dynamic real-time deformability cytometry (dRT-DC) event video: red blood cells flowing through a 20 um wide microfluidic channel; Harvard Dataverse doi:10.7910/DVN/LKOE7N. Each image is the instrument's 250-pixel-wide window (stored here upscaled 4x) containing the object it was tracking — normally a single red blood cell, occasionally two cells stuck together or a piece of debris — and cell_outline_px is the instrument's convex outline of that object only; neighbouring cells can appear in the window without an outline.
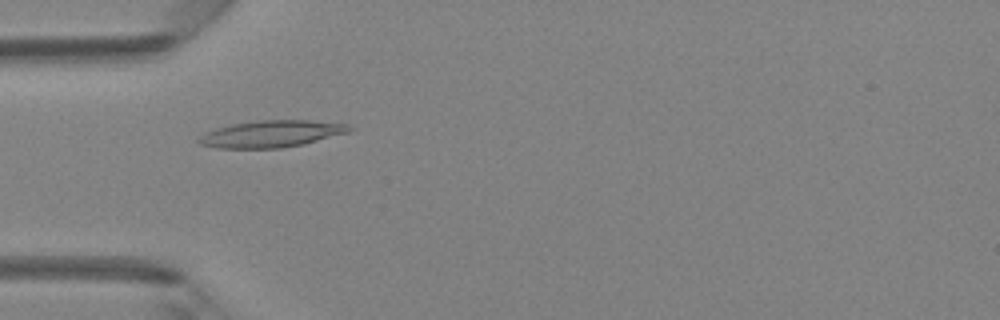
{"species": "Egyptian fruit bat (a non-hibernating species)", "species_latin": "Rousettus aegyptiacus", "temperature_condition": "room temperature", "stored_images_in_passage": 37, "camera_frame_rate_fps": 3000, "um_per_image_px": 0.085, "animal": {"sex": "female"}, "frame": {"image": 1, "passage_image": 4, "time_ms": 1.0, "image_size_px": [1000, 320], "cell_outline_px": [[356, 128], [348, 132], [304, 144], [280, 148], [216, 148], [200, 144], [196, 140], [200, 136], [216, 128], [232, 124], [260, 120], [312, 120], [348, 124]], "centroid_in_image_um": [23.1, 11.37], "position_along_channel_um": 61.9, "area_um2": 23.52}}
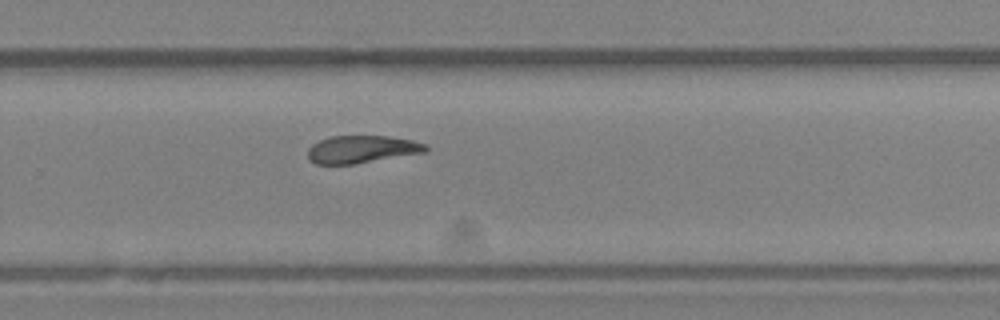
{"frame": {"image": 2, "passage_image": 21, "time_ms": 6.667, "image_size_px": [1000, 320], "cell_outline_px": [[428, 152], [352, 164], [316, 164], [308, 160], [308, 148], [312, 144], [320, 140], [332, 136], [388, 136], [412, 140], [424, 144], [428, 148]], "centroid_in_image_um": [30.74, 12.69], "position_along_channel_um": 299.1, "area_um2": 18.9}}
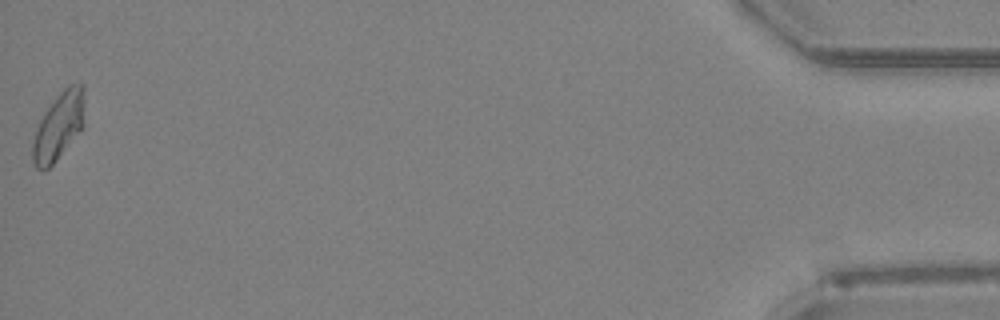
{"frame": {"image": 3, "passage_image": 37, "time_ms": 12.0, "image_size_px": [1000, 320], "cell_outline_px": [[84, 128], [56, 160], [44, 172], [36, 168], [32, 160], [32, 144], [36, 128], [44, 112], [56, 96], [68, 84], [84, 84]], "centroid_in_image_um": [5.0, 10.73], "position_along_channel_um": 430.2, "area_um2": 20.69}, "authors_computed_cell_mechanics": {"area_um2": 19.941, "velocity_mm_per_s": 4.2262, "shape_relaxation_time_tau1_ms": null, "shape_relaxation_time_tau2_ms": 4.7692, "deformation_change_tau1": null, "deformation_change_tau2": 0.1221}}